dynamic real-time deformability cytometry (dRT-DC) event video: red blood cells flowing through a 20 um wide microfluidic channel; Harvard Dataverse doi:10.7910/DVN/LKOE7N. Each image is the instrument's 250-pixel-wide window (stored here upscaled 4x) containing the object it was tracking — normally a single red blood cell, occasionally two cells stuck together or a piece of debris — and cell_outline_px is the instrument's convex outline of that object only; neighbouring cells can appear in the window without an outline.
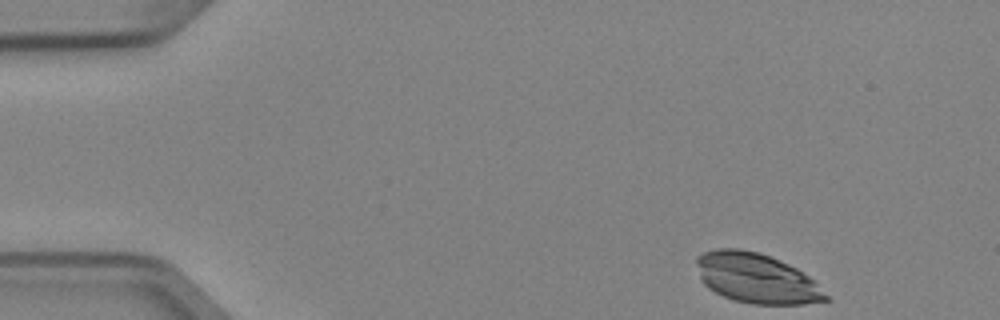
{"species": "Egyptian fruit bat (a non-hibernating species)", "species_latin": "Rousettus aegyptiacus", "temperature_condition": "cold", "stored_images_in_passage": 47, "camera_frame_rate_fps": 3000, "um_per_image_px": 0.085, "animal": {"sex": "female"}, "frame": {"image": 1, "passage_image": 1, "time_ms": 0.0, "image_size_px": [1000, 320], "cell_outline_px": [[832, 300], [804, 304], [752, 304], [732, 300], [708, 288], [700, 280], [696, 264], [696, 256], [704, 252], [716, 248], [740, 248], [760, 252], [796, 268], [816, 280]], "centroid_in_image_um": [64.31, 23.65], "position_along_channel_um": 20.7, "area_um2": 37.97}}
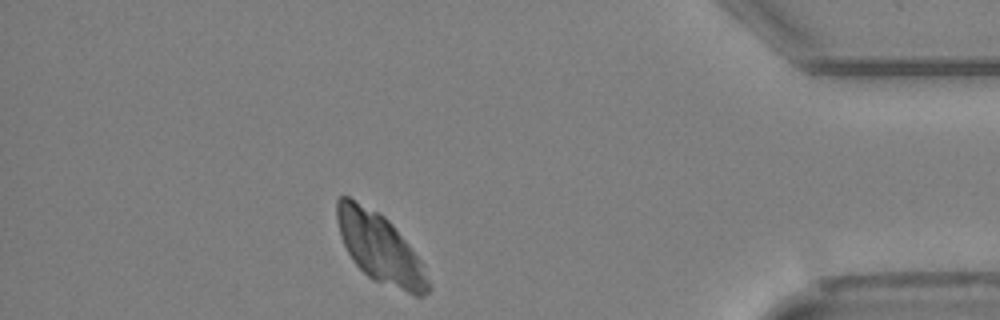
{"frame": {"image": 2, "passage_image": 41, "time_ms": 13.333, "image_size_px": [1000, 320], "cell_outline_px": [[432, 288], [424, 296], [412, 296], [372, 280], [352, 260], [340, 236], [336, 220], [336, 200], [340, 196], [348, 196], [384, 216], [392, 224], [408, 244], [416, 256]], "centroid_in_image_um": [32.26, 21.11], "position_along_channel_um": 402.9, "area_um2": 36.59}}